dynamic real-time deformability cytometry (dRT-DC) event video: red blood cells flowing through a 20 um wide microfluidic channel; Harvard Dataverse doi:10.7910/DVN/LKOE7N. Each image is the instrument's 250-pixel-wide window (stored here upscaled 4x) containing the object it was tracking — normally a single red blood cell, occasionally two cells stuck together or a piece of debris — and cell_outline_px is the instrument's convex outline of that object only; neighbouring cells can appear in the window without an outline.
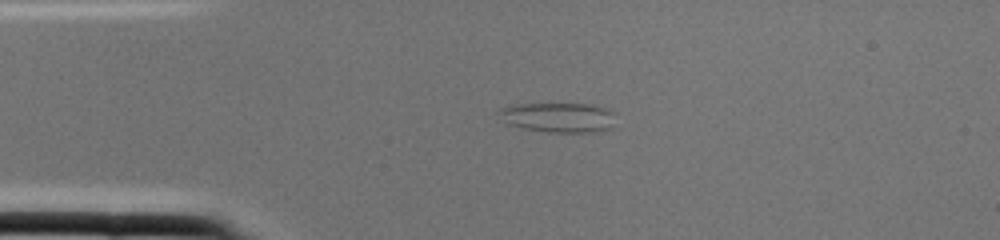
{"species": "common noctule bat (a hibernating species)", "species_latin": "Nyctalus noctula", "temperature_condition": "cold", "stored_images_in_passage": 2, "camera_frame_rate_fps": 3000, "um_per_image_px": 0.085, "animal": {"sex": "female", "body_mass_g": 22.0, "forearm_length_mm": 56.7}, "frame": {"image": 1, "passage_image": 1, "time_ms": 0.0, "image_size_px": [1000, 240], "cell_outline_px": [[616, 112], [612, 128], [596, 132], [548, 132], [524, 128], [508, 124], [496, 112], [500, 108], [520, 104], [584, 104], [604, 108]], "centroid_in_image_um": [47.49, 9.99], "position_along_channel_um": 37.5, "area_um2": 20.17}}